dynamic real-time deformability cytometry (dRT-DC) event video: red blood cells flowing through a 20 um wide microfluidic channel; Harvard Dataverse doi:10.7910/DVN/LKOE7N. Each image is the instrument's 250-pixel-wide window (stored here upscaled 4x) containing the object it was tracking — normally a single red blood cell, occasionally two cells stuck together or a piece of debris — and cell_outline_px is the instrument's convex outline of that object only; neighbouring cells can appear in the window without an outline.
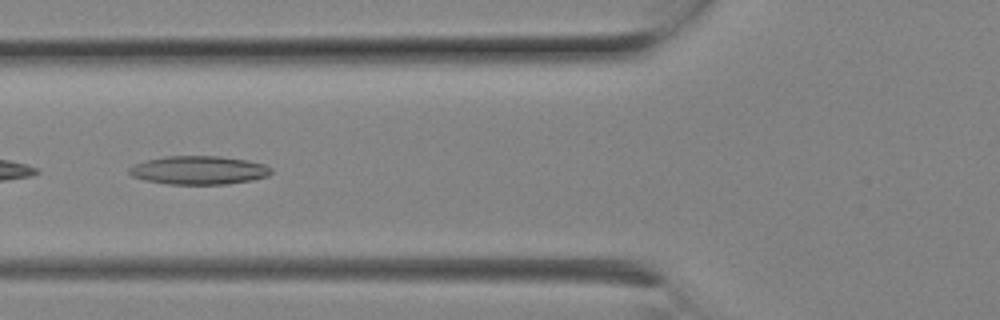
{"species": "Egyptian fruit bat (a non-hibernating species)", "species_latin": "Rousettus aegyptiacus", "temperature_condition": "room temperature", "stored_images_in_passage": 9, "camera_frame_rate_fps": 3000, "um_per_image_px": 0.085, "animal": {"sex": "female"}, "frame": {"image": 1, "passage_image": 7, "time_ms": 2.0, "image_size_px": [1000, 320], "cell_outline_px": [[272, 172], [268, 176], [252, 180], [228, 184], [168, 184], [144, 180], [132, 176], [128, 172], [128, 168], [132, 164], [144, 160], [164, 156], [220, 156], [248, 160], [264, 164], [272, 168]], "centroid_in_image_um": [16.87, 14.46], "position_along_channel_um": 108.9, "area_um2": 23.87}}
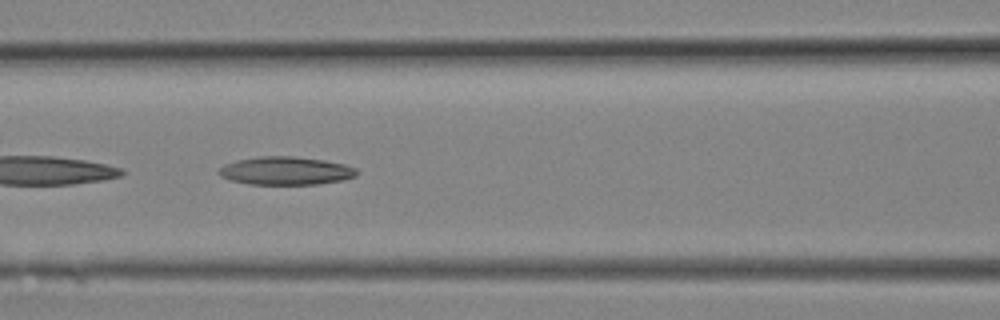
{"frame": {"image": 2, "passage_image": 8, "time_ms": 2.333, "image_size_px": [1000, 320], "cell_outline_px": [[360, 172], [356, 176], [344, 180], [316, 184], [248, 184], [228, 180], [220, 176], [216, 172], [224, 164], [236, 160], [260, 156], [292, 156], [324, 160], [344, 164], [356, 168]], "centroid_in_image_um": [24.27, 14.52], "position_along_channel_um": 142.3, "area_um2": 22.83}}